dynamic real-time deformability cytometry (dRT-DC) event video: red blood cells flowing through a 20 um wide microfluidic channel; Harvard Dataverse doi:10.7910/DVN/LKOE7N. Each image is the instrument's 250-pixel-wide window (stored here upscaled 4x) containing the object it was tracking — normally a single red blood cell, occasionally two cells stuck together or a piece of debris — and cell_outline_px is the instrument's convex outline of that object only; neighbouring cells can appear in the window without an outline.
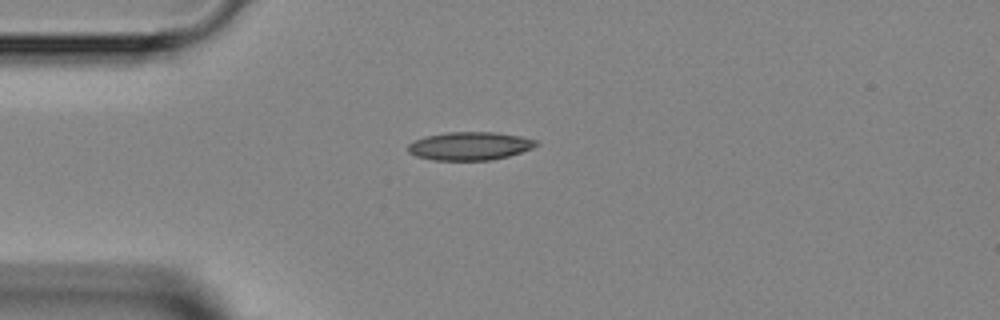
{"species": "Egyptian fruit bat (a non-hibernating species)", "species_latin": "Rousettus aegyptiacus", "temperature_condition": "room temperature", "stored_images_in_passage": 1, "camera_frame_rate_fps": 3000, "um_per_image_px": 0.085, "animal": {"sex": "female"}, "frame": {"image": 1, "passage_image": 1, "time_ms": 0.0, "image_size_px": [1000, 320], "cell_outline_px": [[540, 144], [532, 148], [508, 156], [492, 160], [432, 160], [416, 156], [408, 152], [408, 144], [416, 140], [428, 136], [448, 132], [496, 132], [520, 136], [536, 140]], "centroid_in_image_um": [39.95, 12.41], "position_along_channel_um": 45.1, "area_um2": 20.98}}